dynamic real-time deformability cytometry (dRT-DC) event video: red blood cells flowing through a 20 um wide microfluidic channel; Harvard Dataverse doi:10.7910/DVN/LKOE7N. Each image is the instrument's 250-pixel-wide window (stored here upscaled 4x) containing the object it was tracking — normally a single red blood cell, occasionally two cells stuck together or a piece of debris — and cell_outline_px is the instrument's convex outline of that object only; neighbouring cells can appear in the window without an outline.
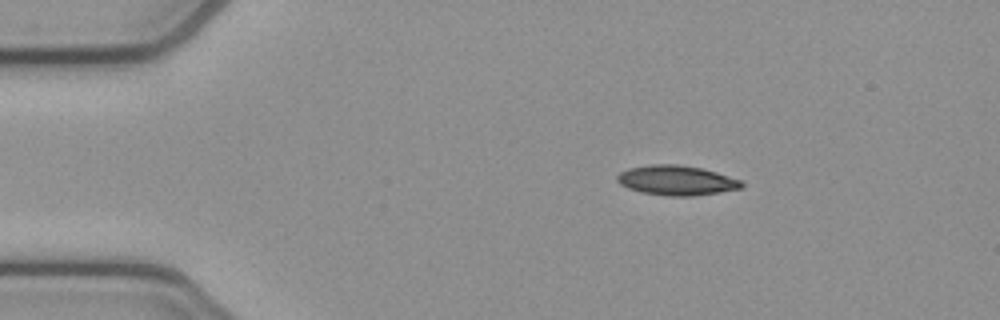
{"species": "common noctule bat (a hibernating species)", "species_latin": "Nyctalus noctula", "temperature_condition": "cold", "stored_images_in_passage": 5, "camera_frame_rate_fps": 3000, "um_per_image_px": 0.085, "animal": {"sex": "female", "body_mass_g": 21.9}, "frame": {"image": 1, "passage_image": 1, "time_ms": 0.0, "image_size_px": [1000, 320], "cell_outline_px": [[744, 184], [740, 188], [720, 192], [692, 196], [668, 196], [640, 192], [628, 188], [620, 184], [616, 180], [616, 176], [620, 172], [628, 168], [652, 164], [676, 164], [700, 168], [716, 172], [740, 180]], "centroid_in_image_um": [57.46, 15.33], "position_along_channel_um": 27.5, "area_um2": 21.5}}
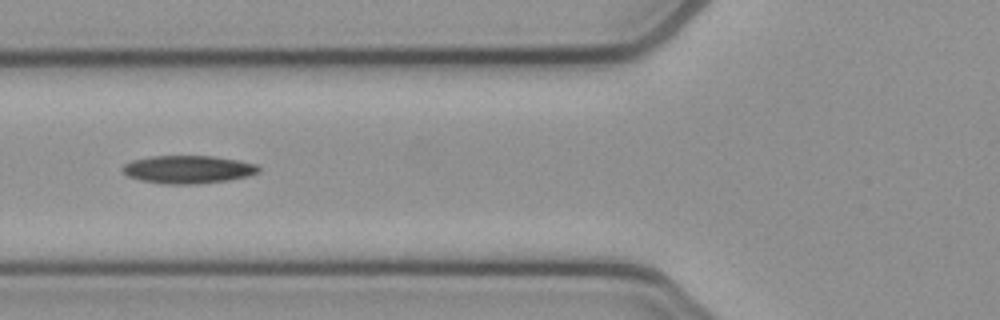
{"frame": {"image": 2, "passage_image": 4, "time_ms": 1.0, "image_size_px": [1000, 320], "cell_outline_px": [[260, 172], [248, 176], [228, 180], [196, 184], [164, 184], [140, 180], [128, 176], [120, 168], [124, 164], [132, 160], [152, 156], [212, 156], [240, 160], [256, 164], [260, 168]], "centroid_in_image_um": [15.99, 14.4], "position_along_channel_um": 109.8, "area_um2": 22.25}}
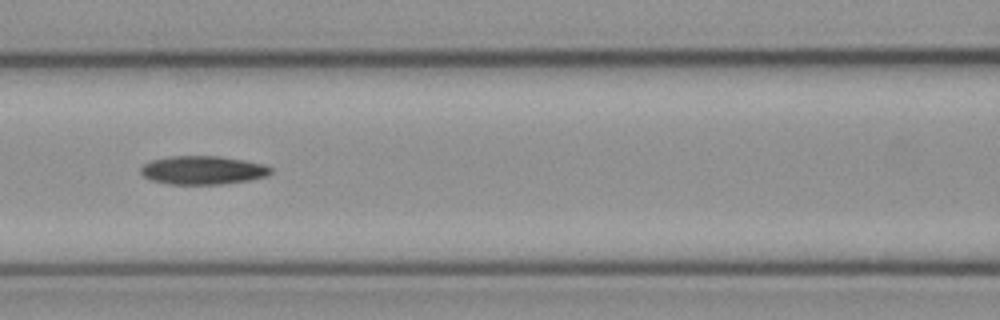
{"frame": {"image": 3, "passage_image": 5, "time_ms": 1.333, "image_size_px": [1000, 320], "cell_outline_px": [[272, 172], [268, 176], [248, 180], [220, 184], [168, 184], [152, 180], [144, 176], [140, 172], [140, 168], [144, 164], [152, 160], [168, 156], [220, 156], [244, 160], [264, 164], [272, 168]], "centroid_in_image_um": [17.25, 14.46], "position_along_channel_um": 149.4, "area_um2": 21.62}}